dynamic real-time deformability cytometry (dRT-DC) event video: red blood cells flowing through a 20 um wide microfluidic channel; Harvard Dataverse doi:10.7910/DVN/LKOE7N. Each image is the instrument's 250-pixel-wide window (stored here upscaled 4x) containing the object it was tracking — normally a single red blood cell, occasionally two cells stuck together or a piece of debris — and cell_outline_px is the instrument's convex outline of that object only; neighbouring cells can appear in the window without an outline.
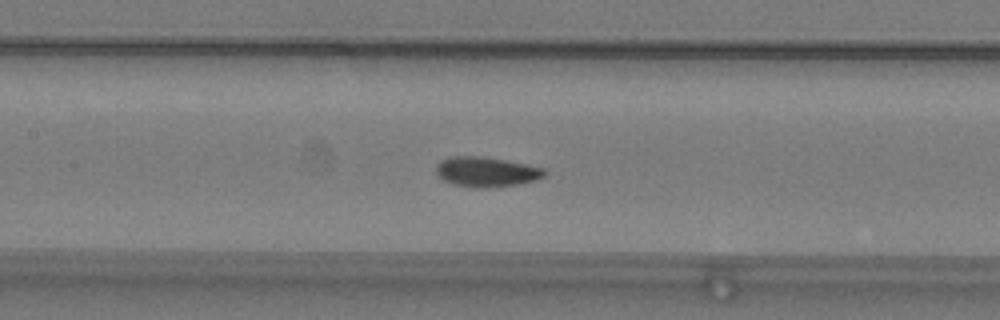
{"species": "common noctule bat (a hibernating species)", "species_latin": "Nyctalus noctula", "temperature_condition": "warm", "stored_images_in_passage": 39, "camera_frame_rate_fps": 3000, "um_per_image_px": 0.085, "animal": {"sex": "male", "body_mass_g": 19.2, "forearm_length_mm": 51.8}, "frame": {"image": 1, "passage_image": 13, "time_ms": 4.0, "image_size_px": [1000, 320], "cell_outline_px": [[548, 172], [544, 176], [536, 180], [516, 184], [484, 188], [480, 188], [452, 184], [444, 180], [436, 172], [436, 164], [440, 160], [452, 156], [480, 156], [504, 160], [544, 168]], "centroid_in_image_um": [41.32, 14.6], "position_along_channel_um": 166.1, "area_um2": 18.73}}
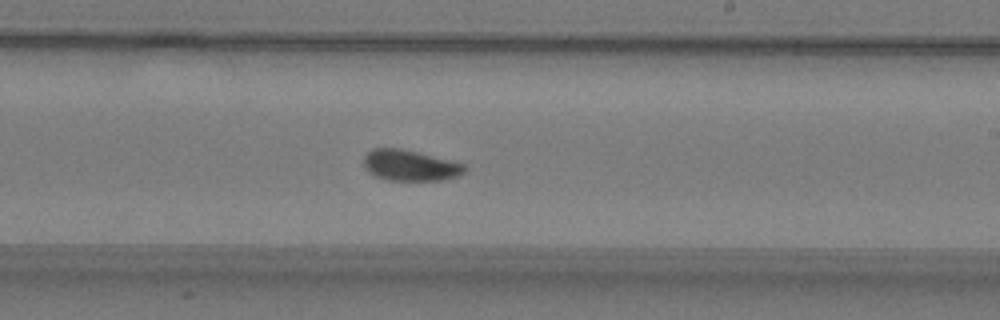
{"frame": {"image": 2, "passage_image": 20, "time_ms": 6.333, "image_size_px": [1000, 320], "cell_outline_px": [[468, 168], [464, 172], [456, 176], [444, 180], [388, 180], [376, 176], [368, 172], [364, 168], [364, 156], [372, 148], [400, 148], [464, 164]], "centroid_in_image_um": [34.82, 14.06], "position_along_channel_um": 254.2, "area_um2": 17.98}}
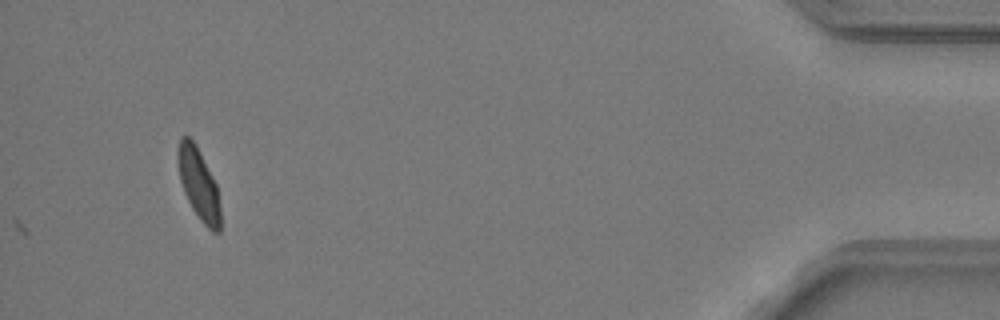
{"frame": {"image": 3, "passage_image": 39, "time_ms": 12.667, "image_size_px": [1000, 320], "cell_outline_px": [[220, 232], [212, 232], [200, 220], [192, 208], [184, 192], [180, 180], [176, 160], [176, 152], [180, 136], [188, 136], [196, 144], [216, 184], [220, 208]], "centroid_in_image_um": [16.85, 15.61], "position_along_channel_um": 418.3, "area_um2": 17.74}, "authors_computed_cell_mechanics": {"area_um2": 17.9758, "velocity_mm_per_s": 3.7803, "shape_relaxation_time_tau1_ms": 6.0983, "shape_relaxation_time_tau2_ms": 1.671, "deformation_change_tau1": 0.1557, "deformation_change_tau2": 0.0602}}